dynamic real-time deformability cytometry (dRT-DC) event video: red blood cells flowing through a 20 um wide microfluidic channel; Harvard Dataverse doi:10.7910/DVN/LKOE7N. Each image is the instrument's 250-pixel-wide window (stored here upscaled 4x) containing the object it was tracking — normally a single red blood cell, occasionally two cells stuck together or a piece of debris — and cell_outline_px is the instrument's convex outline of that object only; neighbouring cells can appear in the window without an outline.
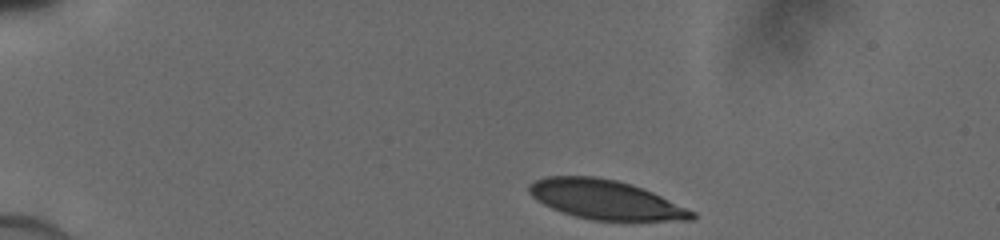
{"species": "human", "species_latin": "Homo sapiens", "temperature_condition": "cold", "stored_images_in_passage": 36, "camera_frame_rate_fps": 3000, "um_per_image_px": 0.085, "donor": {"sex": "male"}, "frame": {"image": 1, "passage_image": 1, "time_ms": 0.0, "image_size_px": [1000, 240], "cell_outline_px": [[696, 216], [692, 220], [624, 224], [592, 220], [576, 216], [552, 208], [536, 200], [528, 192], [528, 184], [536, 180], [548, 176], [596, 176], [616, 180], [652, 192], [696, 212]], "centroid_in_image_um": [51.54, 17.03], "position_along_channel_um": 33.5, "area_um2": 38.26}}
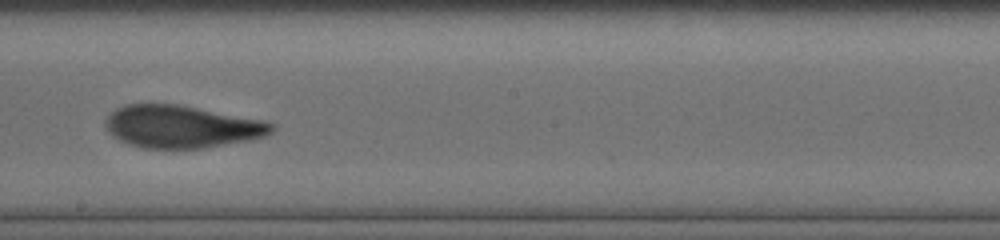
{"frame": {"image": 2, "passage_image": 21, "time_ms": 6.667, "image_size_px": [1000, 240], "cell_outline_px": [[276, 128], [272, 132], [264, 136], [252, 140], [200, 148], [144, 148], [128, 144], [112, 136], [108, 132], [104, 124], [104, 120], [116, 108], [124, 104], [176, 104], [260, 120], [276, 124]], "centroid_in_image_um": [15.4, 10.77], "position_along_channel_um": 232.8, "area_um2": 40.92}}
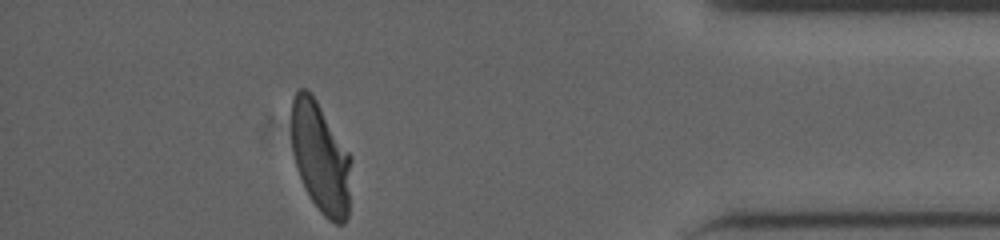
{"frame": {"image": 3, "passage_image": 36, "time_ms": 11.667, "image_size_px": [1000, 240], "cell_outline_px": [[352, 160], [348, 216], [344, 224], [336, 224], [328, 220], [320, 212], [312, 200], [296, 168], [292, 148], [292, 100], [296, 92], [300, 88], [304, 88], [312, 92], [352, 156]], "centroid_in_image_um": [27.28, 13.39], "position_along_channel_um": 407.9, "area_um2": 38.84}}